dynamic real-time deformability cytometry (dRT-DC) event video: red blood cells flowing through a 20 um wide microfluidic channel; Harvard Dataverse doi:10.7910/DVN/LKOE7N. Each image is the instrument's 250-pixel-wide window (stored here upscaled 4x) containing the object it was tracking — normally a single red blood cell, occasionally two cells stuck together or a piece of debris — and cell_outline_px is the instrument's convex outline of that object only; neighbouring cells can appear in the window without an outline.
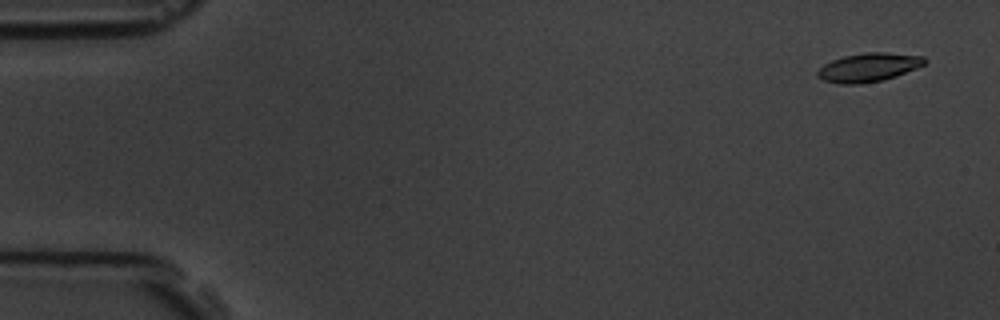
{"species": "common noctule bat (a hibernating species)", "species_latin": "Nyctalus noctula", "temperature_condition": "room temperature", "stored_images_in_passage": 15, "camera_frame_rate_fps": 3000, "um_per_image_px": 0.085, "animal": {"sex": "male", "body_mass_g": 19.5, "forearm_length_mm": 54.6}, "frame": {"image": 1, "passage_image": 1, "time_ms": 0.0, "image_size_px": [1000, 320], "cell_outline_px": [[928, 60], [924, 64], [916, 68], [896, 76], [880, 80], [860, 84], [840, 84], [824, 80], [816, 76], [816, 72], [824, 64], [832, 60], [844, 56], [864, 52], [888, 52], [924, 56]], "centroid_in_image_um": [73.83, 5.71], "position_along_channel_um": 11.2, "area_um2": 17.92}}
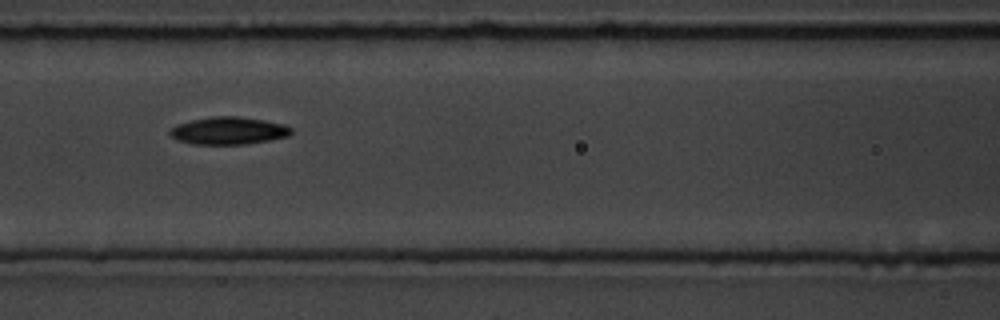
{"frame": {"image": 2, "passage_image": 7, "time_ms": 7.0, "image_size_px": [1000, 320], "cell_outline_px": [[292, 132], [288, 136], [268, 140], [244, 144], [192, 144], [176, 140], [168, 132], [168, 128], [176, 124], [192, 120], [212, 116], [240, 116], [264, 120], [284, 124], [292, 128]], "centroid_in_image_um": [19.38, 11.1], "position_along_channel_um": 147.2, "area_um2": 19.54}}
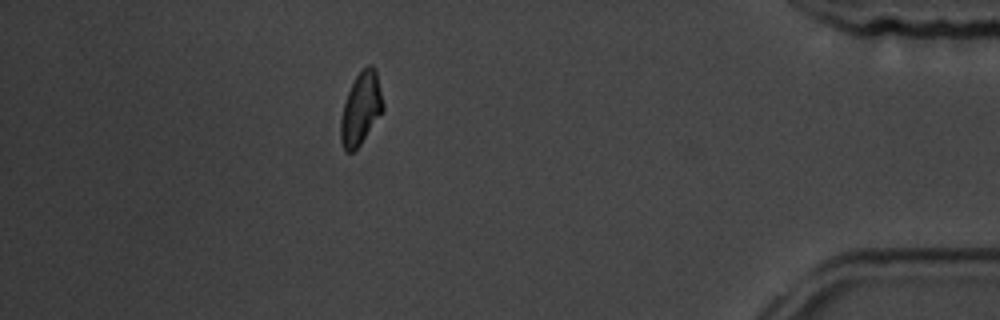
{"frame": {"image": 3, "passage_image": 14, "time_ms": 15.0, "image_size_px": [1000, 320], "cell_outline_px": [[384, 108], [360, 144], [352, 152], [344, 152], [340, 140], [340, 120], [344, 104], [348, 92], [356, 76], [368, 64], [372, 64], [376, 72], [384, 104]], "centroid_in_image_um": [30.66, 9.24], "position_along_channel_um": 404.5, "area_um2": 17.51}, "authors_computed_cell_mechanics": {"area_um2": 18.207, "velocity_mm_per_s": 3.8101, "shape_relaxation_time_tau1_ms": 6.5271, "shape_relaxation_time_tau2_ms": null, "deformation_change_tau1": 0.1783, "deformation_change_tau2": null}}